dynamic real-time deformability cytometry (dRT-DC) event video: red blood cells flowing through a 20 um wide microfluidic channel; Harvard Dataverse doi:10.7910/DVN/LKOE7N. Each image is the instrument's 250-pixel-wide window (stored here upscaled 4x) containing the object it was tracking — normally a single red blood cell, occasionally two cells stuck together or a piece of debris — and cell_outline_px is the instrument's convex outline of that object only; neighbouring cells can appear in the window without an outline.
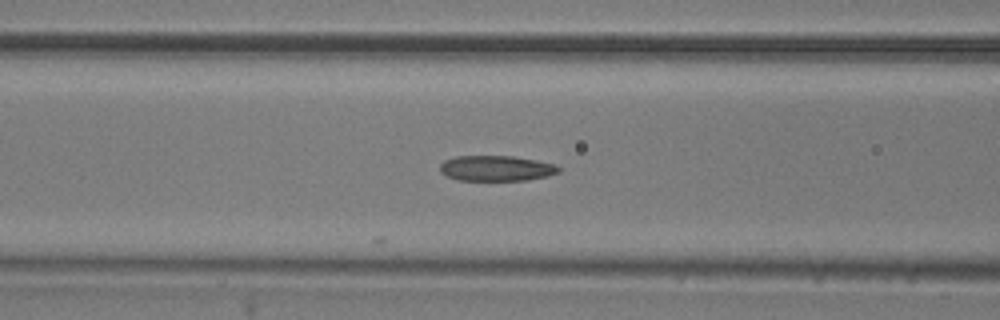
{"species": "common noctule bat (a hibernating species)", "species_latin": "Nyctalus noctula", "temperature_condition": "room temperature", "stored_images_in_passage": 7, "camera_frame_rate_fps": 3000, "um_per_image_px": 0.085, "animal": {"sex": "male", "body_mass_g": 20.5, "forearm_length_mm": 52.5}, "frame": {"image": 1, "passage_image": 7, "time_ms": 2.0, "image_size_px": [1000, 320], "cell_outline_px": [[560, 172], [548, 176], [528, 180], [460, 180], [448, 176], [440, 172], [440, 164], [444, 160], [456, 156], [512, 156], [536, 160], [556, 164], [560, 168]], "centroid_in_image_um": [42.21, 14.3], "position_along_channel_um": 124.4, "area_um2": 17.63}}